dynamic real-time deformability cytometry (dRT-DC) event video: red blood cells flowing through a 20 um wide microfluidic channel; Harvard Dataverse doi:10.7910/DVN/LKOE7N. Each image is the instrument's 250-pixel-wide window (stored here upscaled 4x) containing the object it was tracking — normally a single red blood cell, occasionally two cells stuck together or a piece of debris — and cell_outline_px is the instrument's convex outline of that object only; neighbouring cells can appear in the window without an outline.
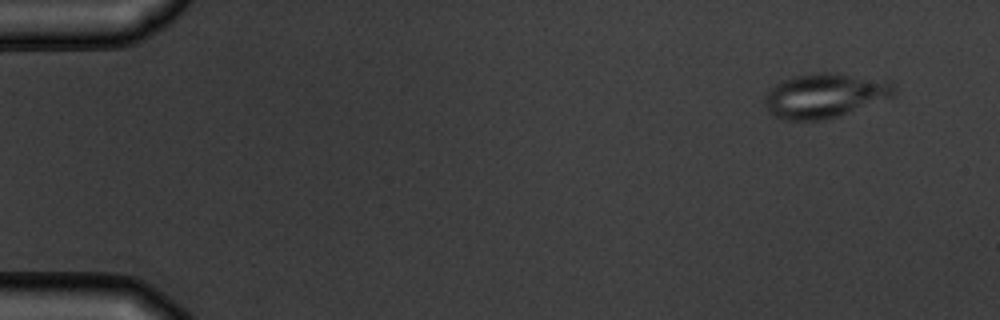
{"species": "common noctule bat (a hibernating species)", "species_latin": "Nyctalus noctula", "temperature_condition": "warm", "stored_images_in_passage": 5, "camera_frame_rate_fps": 3000, "um_per_image_px": 0.085, "animal": {"sex": "male", "body_mass_g": 19.5, "forearm_length_mm": 54.6}, "frame": {"image": 1, "passage_image": 1, "time_ms": 0.0, "image_size_px": [1000, 320], "cell_outline_px": [[896, 96], [840, 116], [828, 120], [784, 120], [768, 112], [764, 104], [764, 96], [776, 84], [784, 80], [796, 76], [816, 72], [836, 72], [888, 80], [896, 84]], "centroid_in_image_um": [70.18, 8.12], "position_along_channel_um": 14.8, "area_um2": 34.1}}